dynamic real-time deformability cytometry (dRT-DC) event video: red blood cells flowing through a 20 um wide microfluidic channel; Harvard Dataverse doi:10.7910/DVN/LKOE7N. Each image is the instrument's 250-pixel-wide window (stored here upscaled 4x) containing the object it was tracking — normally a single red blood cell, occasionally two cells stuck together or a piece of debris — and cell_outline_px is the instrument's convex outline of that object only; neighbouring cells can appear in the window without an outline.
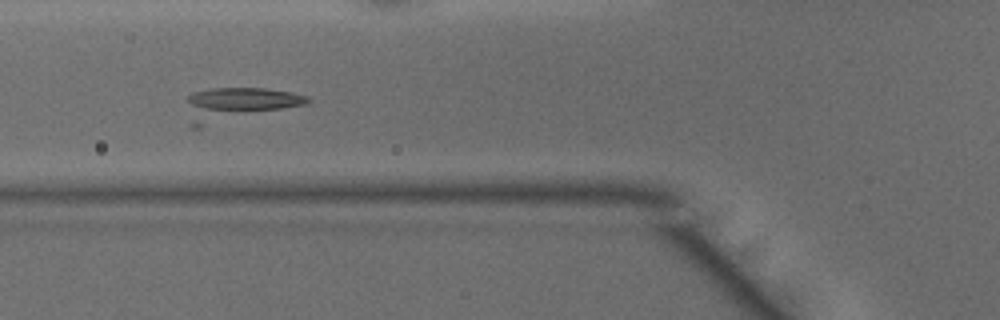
{"species": "common noctule bat (a hibernating species)", "species_latin": "Nyctalus noctula", "temperature_condition": "warm", "stored_images_in_passage": 38, "camera_frame_rate_fps": 3000, "um_per_image_px": 0.085, "animal": {"sex": "male", "body_mass_g": 15.6}, "frame": {"image": 1, "passage_image": 17, "time_ms": 5.333, "image_size_px": [1000, 320], "cell_outline_px": [[312, 100], [304, 104], [200, 128], [192, 128], [188, 100], [188, 96], [192, 92], [212, 88], [264, 88], [292, 92], [308, 96]], "centroid_in_image_um": [20.23, 8.84], "position_along_channel_um": 105.6, "area_um2": 23.06}}
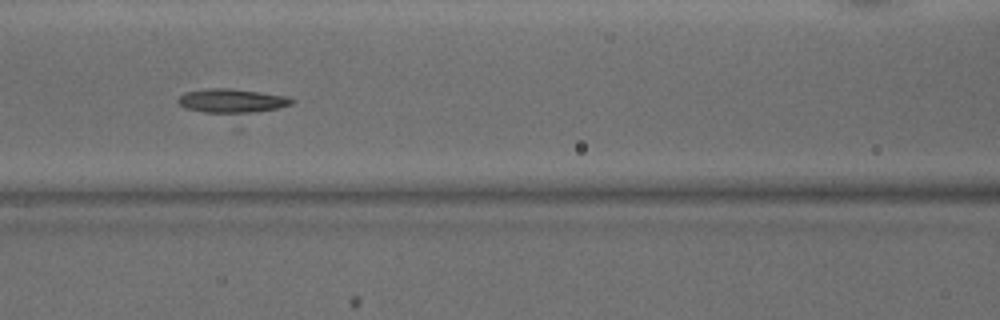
{"frame": {"image": 2, "passage_image": 20, "time_ms": 6.333, "image_size_px": [1000, 320], "cell_outline_px": [[296, 100], [292, 104], [240, 132], [184, 108], [176, 100], [184, 92], [208, 88], [228, 88], [288, 96]], "centroid_in_image_um": [19.88, 8.99], "position_along_channel_um": 146.7, "area_um2": 22.43}}